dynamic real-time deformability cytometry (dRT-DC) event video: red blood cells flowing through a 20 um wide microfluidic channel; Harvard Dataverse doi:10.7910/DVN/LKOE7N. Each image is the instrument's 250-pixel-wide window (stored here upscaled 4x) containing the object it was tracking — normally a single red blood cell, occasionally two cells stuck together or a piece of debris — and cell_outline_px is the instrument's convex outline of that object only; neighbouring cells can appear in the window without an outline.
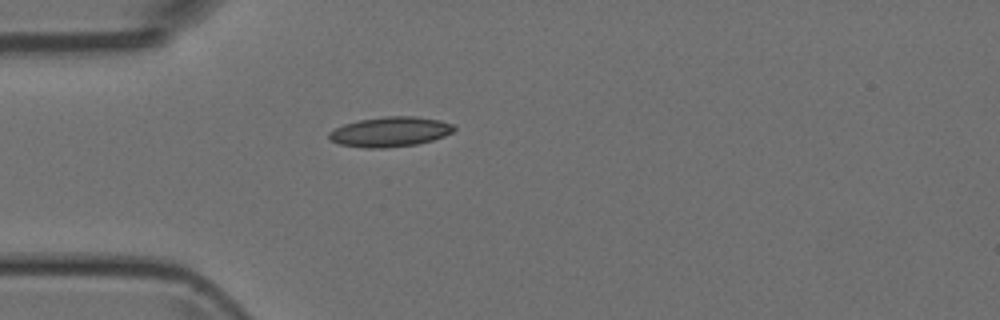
{"species": "Egyptian fruit bat (a non-hibernating species)", "species_latin": "Rousettus aegyptiacus", "temperature_condition": "room temperature", "stored_images_in_passage": 28, "camera_frame_rate_fps": 3000, "um_per_image_px": 0.085, "animal": {"sex": "female"}, "frame": {"image": 1, "passage_image": 1, "time_ms": 0.0, "image_size_px": [1000, 320], "cell_outline_px": [[456, 128], [452, 132], [444, 136], [432, 140], [416, 144], [384, 148], [364, 148], [336, 144], [328, 140], [328, 132], [344, 124], [360, 120], [384, 116], [416, 116], [440, 120], [452, 124]], "centroid_in_image_um": [33.12, 11.2], "position_along_channel_um": 51.9, "area_um2": 21.91}}
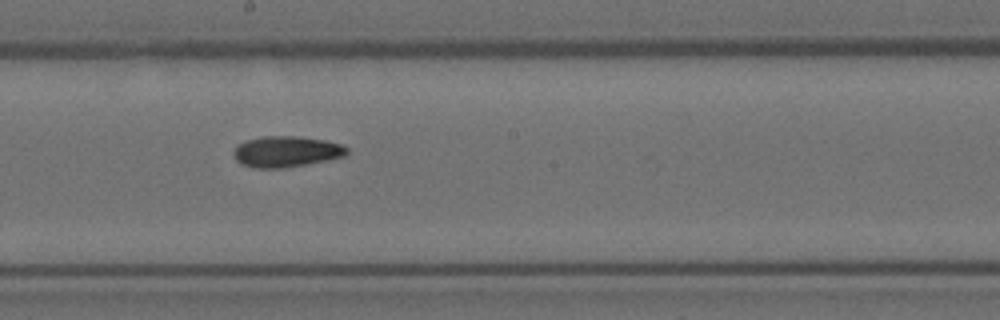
{"frame": {"image": 2, "passage_image": 14, "time_ms": 4.333, "image_size_px": [1000, 320], "cell_outline_px": [[348, 152], [344, 156], [284, 168], [256, 168], [240, 164], [236, 160], [232, 152], [236, 144], [244, 140], [264, 136], [300, 136], [324, 140], [344, 144], [348, 148]], "centroid_in_image_um": [24.29, 12.87], "position_along_channel_um": 223.9, "area_um2": 20.58}}
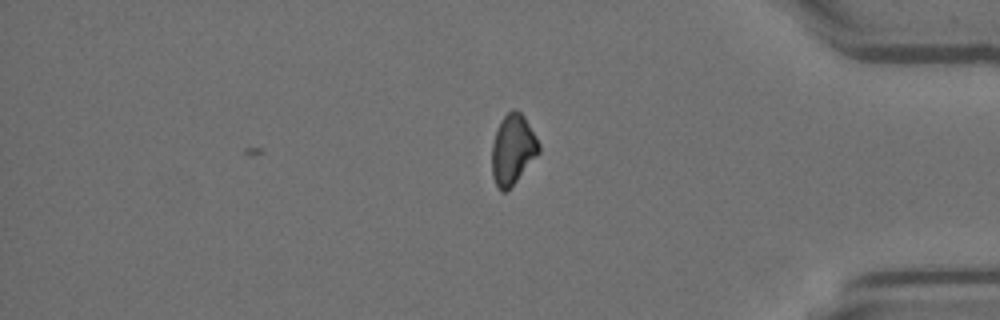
{"frame": {"image": 3, "passage_image": 28, "time_ms": 9.0, "image_size_px": [1000, 320], "cell_outline_px": [[540, 152], [516, 180], [504, 192], [500, 192], [492, 176], [492, 144], [500, 120], [512, 108], [516, 108], [524, 116], [540, 144]], "centroid_in_image_um": [43.58, 12.67], "position_along_channel_um": 391.6, "area_um2": 18.96}}